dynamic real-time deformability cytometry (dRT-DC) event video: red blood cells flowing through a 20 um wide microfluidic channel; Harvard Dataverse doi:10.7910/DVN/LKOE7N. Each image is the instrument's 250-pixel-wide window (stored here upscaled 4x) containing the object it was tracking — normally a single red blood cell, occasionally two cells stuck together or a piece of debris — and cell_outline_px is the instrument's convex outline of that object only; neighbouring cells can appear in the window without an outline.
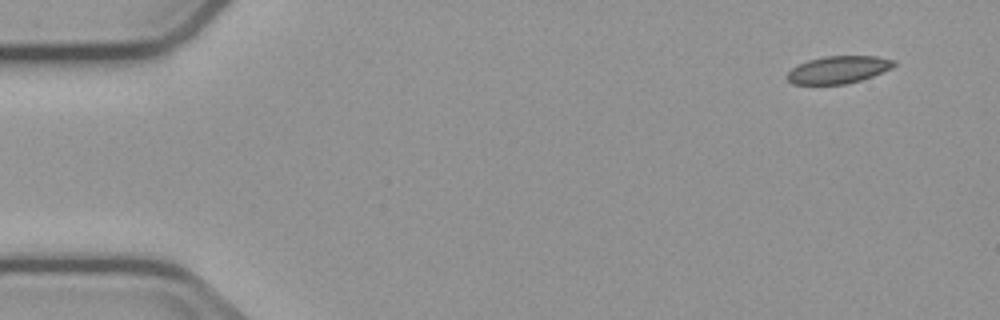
{"species": "common noctule bat (a hibernating species)", "species_latin": "Nyctalus noctula", "temperature_condition": "cold", "stored_images_in_passage": 4, "camera_frame_rate_fps": 3000, "um_per_image_px": 0.085, "animal": {"sex": "male", "body_mass_g": 23.1, "forearm_length_mm": 52.7}, "frame": {"image": 1, "passage_image": 1, "time_ms": 0.0, "image_size_px": [1000, 320], "cell_outline_px": [[896, 64], [892, 68], [872, 76], [860, 80], [844, 84], [792, 84], [784, 76], [792, 68], [808, 60], [824, 56], [876, 56], [896, 60]], "centroid_in_image_um": [71.25, 5.92], "position_along_channel_um": 13.7, "area_um2": 17.05}}